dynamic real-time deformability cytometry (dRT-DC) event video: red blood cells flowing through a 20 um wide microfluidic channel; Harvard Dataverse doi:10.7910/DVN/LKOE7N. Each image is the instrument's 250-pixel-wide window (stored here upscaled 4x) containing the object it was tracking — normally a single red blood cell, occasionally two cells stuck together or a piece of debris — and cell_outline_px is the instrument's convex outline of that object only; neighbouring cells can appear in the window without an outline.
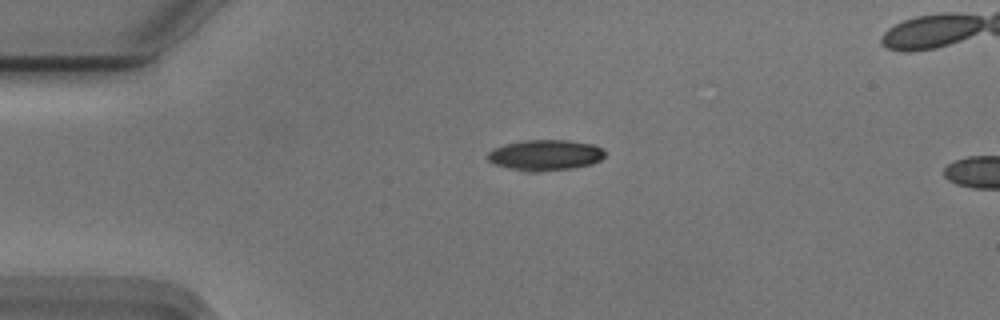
{"species": "Egyptian fruit bat (a non-hibernating species)", "species_latin": "Rousettus aegyptiacus", "temperature_condition": "cold", "stored_images_in_passage": 4, "camera_frame_rate_fps": 3000, "um_per_image_px": 0.085, "animal": {"sex": "male"}, "frame": {"image": 1, "passage_image": 1, "time_ms": 0.0, "image_size_px": [1000, 320], "cell_outline_px": [[608, 152], [600, 160], [592, 164], [572, 168], [540, 172], [528, 172], [508, 168], [492, 164], [488, 160], [488, 152], [492, 148], [504, 144], [520, 140], [568, 140], [592, 144], [604, 148]], "centroid_in_image_um": [46.34, 13.18], "position_along_channel_um": 38.7, "area_um2": 21.44}}